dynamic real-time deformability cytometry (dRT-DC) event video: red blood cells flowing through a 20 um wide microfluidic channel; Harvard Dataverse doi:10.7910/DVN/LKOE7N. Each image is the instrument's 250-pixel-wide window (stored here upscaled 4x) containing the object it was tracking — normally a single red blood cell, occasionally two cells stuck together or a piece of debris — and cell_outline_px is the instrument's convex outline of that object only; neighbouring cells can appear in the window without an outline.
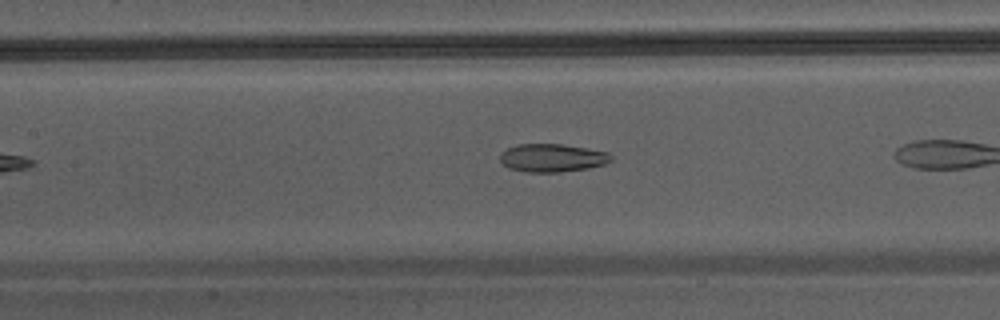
{"species": "Egyptian fruit bat (a non-hibernating species)", "species_latin": "Rousettus aegyptiacus", "temperature_condition": "warm", "stored_images_in_passage": 22, "camera_frame_rate_fps": 3000, "um_per_image_px": 0.085, "animal": {"sex": "male"}, "frame": {"image": 1, "passage_image": 7, "time_ms": 2.0, "image_size_px": [1000, 320], "cell_outline_px": [[612, 160], [604, 164], [588, 168], [560, 172], [524, 172], [508, 168], [500, 160], [500, 152], [508, 148], [520, 144], [560, 144], [608, 152], [612, 156]], "centroid_in_image_um": [46.92, 13.43], "position_along_channel_um": 160.5, "area_um2": 18.09}}